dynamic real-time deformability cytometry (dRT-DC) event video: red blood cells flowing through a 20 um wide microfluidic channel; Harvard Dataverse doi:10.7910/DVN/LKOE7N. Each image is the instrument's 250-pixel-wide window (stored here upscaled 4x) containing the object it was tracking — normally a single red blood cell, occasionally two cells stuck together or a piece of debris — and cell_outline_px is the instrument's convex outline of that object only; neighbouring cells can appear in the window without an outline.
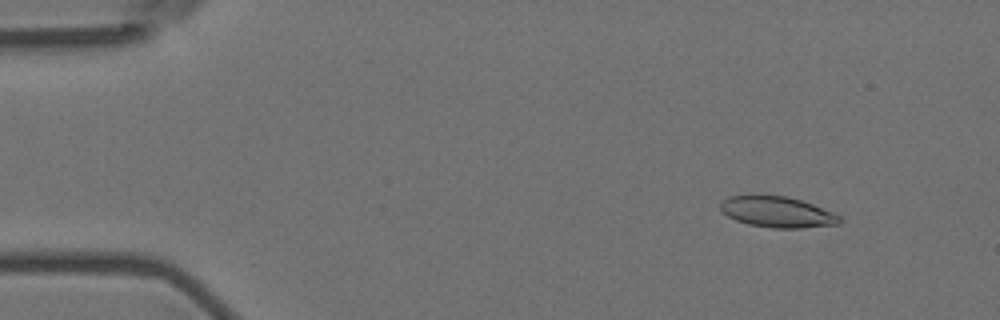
{"species": "Egyptian fruit bat (a non-hibernating species)", "species_latin": "Rousettus aegyptiacus", "temperature_condition": "room temperature", "stored_images_in_passage": 56, "camera_frame_rate_fps": 3000, "um_per_image_px": 0.085, "animal": {"sex": "female"}, "frame": {"image": 1, "passage_image": 6, "time_ms": 1.667, "image_size_px": [1000, 320], "cell_outline_px": [[840, 224], [800, 228], [772, 228], [748, 224], [736, 220], [728, 216], [720, 208], [720, 204], [728, 196], [752, 192], [788, 196], [812, 204], [832, 212], [840, 216]], "centroid_in_image_um": [66.01, 17.97], "position_along_channel_um": 19.0, "area_um2": 21.96}}
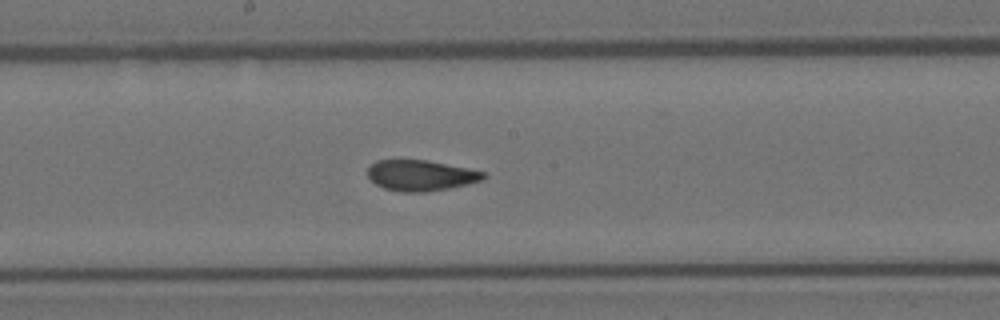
{"frame": {"image": 2, "passage_image": 30, "time_ms": 9.667, "image_size_px": [1000, 320], "cell_outline_px": [[488, 176], [484, 180], [468, 184], [448, 188], [424, 192], [400, 192], [384, 188], [376, 184], [368, 176], [368, 168], [376, 160], [428, 160], [468, 168], [484, 172]], "centroid_in_image_um": [35.79, 14.91], "position_along_channel_um": 212.4, "area_um2": 20.75}}
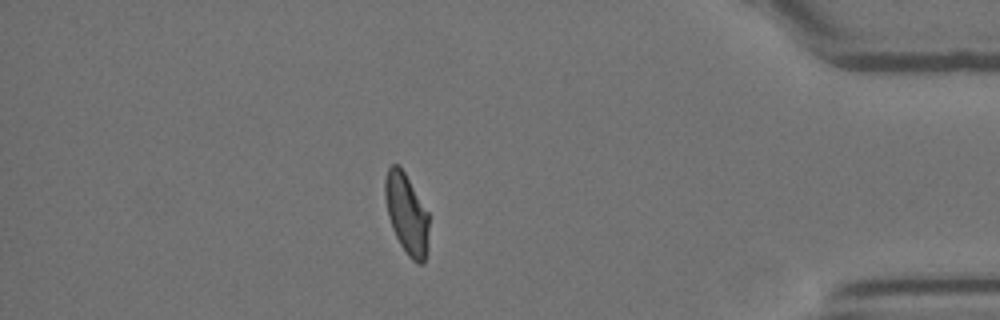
{"frame": {"image": 3, "passage_image": 49, "time_ms": 16.0, "image_size_px": [1000, 320], "cell_outline_px": [[428, 252], [424, 260], [420, 264], [416, 264], [408, 256], [400, 244], [392, 228], [388, 216], [384, 196], [384, 180], [388, 168], [392, 164], [396, 164], [404, 172], [428, 212]], "centroid_in_image_um": [34.56, 18.21], "position_along_channel_um": 400.6, "area_um2": 20.52}, "authors_computed_cell_mechanics": {"area_um2": 21.3282, "velocity_mm_per_s": 3.5882, "shape_relaxation_time_tau1_ms": null, "shape_relaxation_time_tau2_ms": 1.3426, "deformation_change_tau1": null, "deformation_change_tau2": 0.073}}